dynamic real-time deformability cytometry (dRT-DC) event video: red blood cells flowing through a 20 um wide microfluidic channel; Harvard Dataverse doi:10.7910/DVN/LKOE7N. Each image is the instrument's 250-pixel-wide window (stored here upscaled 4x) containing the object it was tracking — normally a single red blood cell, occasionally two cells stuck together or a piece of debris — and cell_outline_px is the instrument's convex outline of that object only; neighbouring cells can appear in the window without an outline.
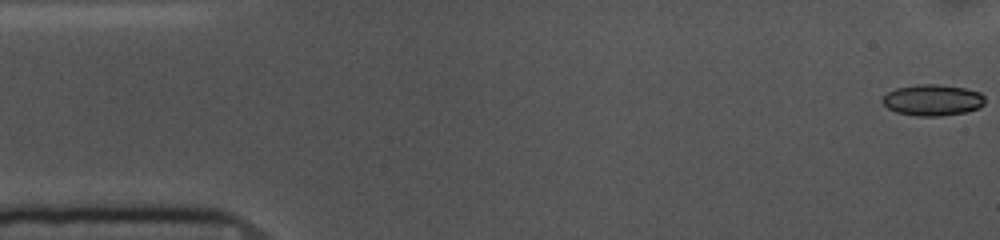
{"species": "common noctule bat (a hibernating species)", "species_latin": "Nyctalus noctula", "temperature_condition": "cold", "stored_images_in_passage": 54, "camera_frame_rate_fps": 3000, "um_per_image_px": 0.085, "animal": {"sex": "female", "body_mass_g": 10.0, "forearm_length_mm": 53.1}, "frame": {"image": 1, "passage_image": 1, "time_ms": 0.0, "image_size_px": [1000, 240], "cell_outline_px": [[984, 104], [980, 108], [964, 112], [940, 116], [916, 116], [896, 112], [888, 108], [880, 100], [888, 92], [896, 88], [916, 84], [936, 84], [964, 88], [980, 92], [984, 96]], "centroid_in_image_um": [79.26, 8.5], "position_along_channel_um": 5.7, "area_um2": 18.67}}
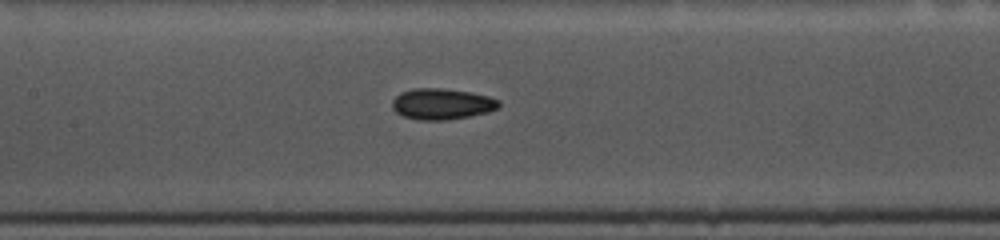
{"frame": {"image": 2, "passage_image": 24, "time_ms": 7.667, "image_size_px": [1000, 240], "cell_outline_px": [[500, 104], [496, 108], [488, 112], [448, 120], [420, 120], [404, 116], [396, 112], [392, 108], [392, 100], [400, 92], [412, 88], [440, 88], [468, 92], [488, 96], [500, 100]], "centroid_in_image_um": [37.53, 8.83], "position_along_channel_um": 169.9, "area_um2": 19.19}}
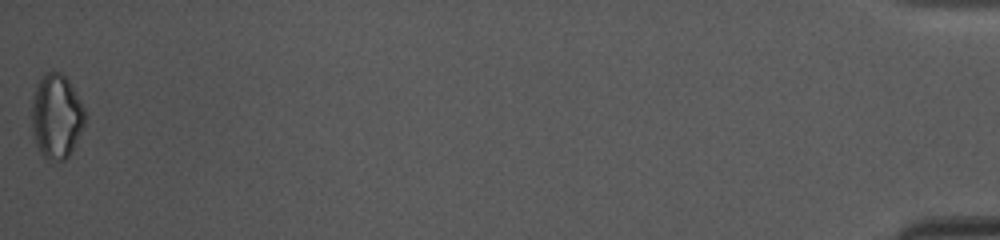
{"frame": {"image": 3, "passage_image": 54, "time_ms": 17.667, "image_size_px": [1000, 240], "cell_outline_px": [[84, 124], [68, 156], [64, 160], [48, 160], [40, 152], [36, 144], [32, 132], [32, 96], [40, 80], [48, 72], [60, 72], [68, 80], [84, 108]], "centroid_in_image_um": [4.77, 9.9], "position_along_channel_um": 430.4, "area_um2": 25.55}, "authors_computed_cell_mechanics": {"area_um2": 18.7272, "velocity_mm_per_s": 3.6634, "shape_relaxation_time_tau1_ms": 5.1796, "shape_relaxation_time_tau2_ms": 9.5314, "deformation_change_tau1": 0.0987, "deformation_change_tau2": 0.1436}}